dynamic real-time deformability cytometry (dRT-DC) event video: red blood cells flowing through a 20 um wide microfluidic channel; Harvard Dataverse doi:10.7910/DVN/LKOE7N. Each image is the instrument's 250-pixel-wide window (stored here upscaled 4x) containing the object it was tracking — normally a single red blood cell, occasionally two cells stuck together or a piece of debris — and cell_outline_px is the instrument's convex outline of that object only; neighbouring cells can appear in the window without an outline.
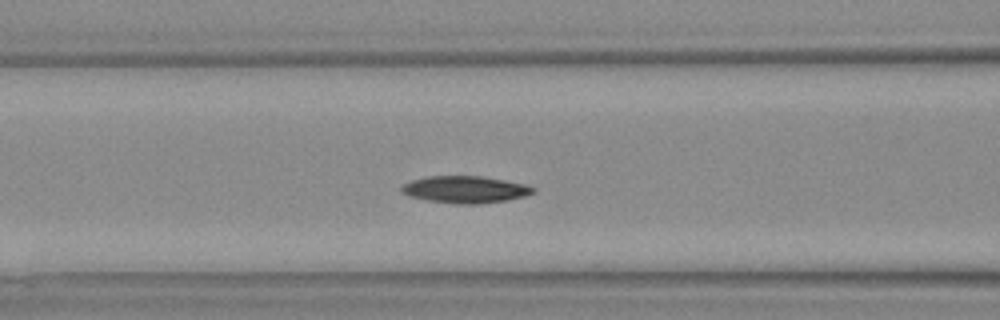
{"species": "Egyptian fruit bat (a non-hibernating species)", "species_latin": "Rousettus aegyptiacus", "temperature_condition": "warm", "stored_images_in_passage": 30, "camera_frame_rate_fps": 3000, "um_per_image_px": 0.085, "animal": {"sex": "female"}, "frame": {"image": 1, "passage_image": 9, "time_ms": 2.667, "image_size_px": [1000, 320], "cell_outline_px": [[536, 192], [524, 196], [508, 200], [480, 204], [456, 204], [428, 200], [408, 196], [400, 192], [400, 184], [412, 180], [428, 176], [484, 176], [528, 184], [536, 188]], "centroid_in_image_um": [39.55, 16.1], "position_along_channel_um": 127.0, "area_um2": 21.1}}